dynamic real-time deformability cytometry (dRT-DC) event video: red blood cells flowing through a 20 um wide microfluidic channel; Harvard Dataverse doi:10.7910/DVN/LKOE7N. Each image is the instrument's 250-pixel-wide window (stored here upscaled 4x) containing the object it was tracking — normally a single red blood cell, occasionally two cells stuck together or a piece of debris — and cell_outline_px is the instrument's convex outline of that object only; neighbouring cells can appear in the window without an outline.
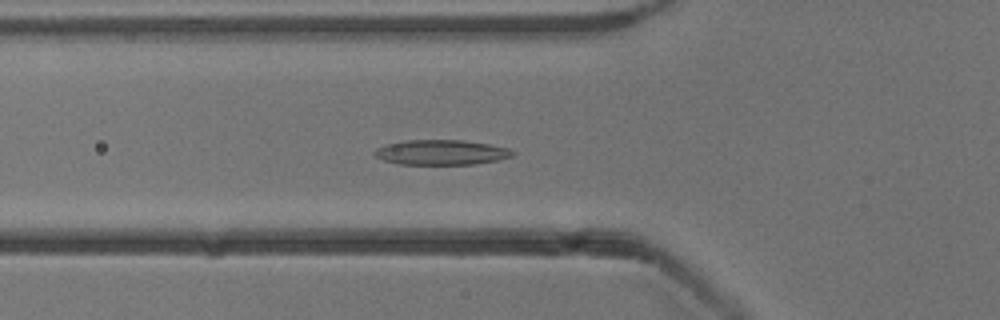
{"species": "common noctule bat (a hibernating species)", "species_latin": "Nyctalus noctula", "temperature_condition": "cold", "stored_images_in_passage": 40, "camera_frame_rate_fps": 3000, "um_per_image_px": 0.085, "animal": {"sex": "male", "body_mass_g": 13.3}, "frame": {"image": 1, "passage_image": 6, "time_ms": 1.667, "image_size_px": [1000, 320], "cell_outline_px": [[516, 152], [512, 156], [496, 160], [472, 164], [400, 164], [384, 160], [376, 156], [372, 152], [376, 148], [384, 144], [408, 140], [464, 140], [488, 144], [508, 148]], "centroid_in_image_um": [37.48, 12.94], "position_along_channel_um": 88.3, "area_um2": 20.0}}
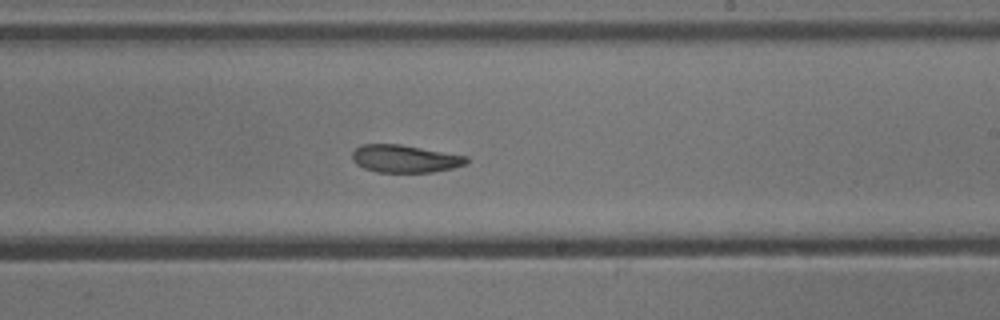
{"frame": {"image": 2, "passage_image": 19, "time_ms": 6.0, "image_size_px": [1000, 320], "cell_outline_px": [[468, 164], [452, 168], [432, 172], [376, 172], [364, 168], [356, 164], [352, 160], [352, 152], [356, 148], [364, 144], [400, 144], [468, 156]], "centroid_in_image_um": [34.42, 13.49], "position_along_channel_um": 254.6, "area_um2": 18.44}}
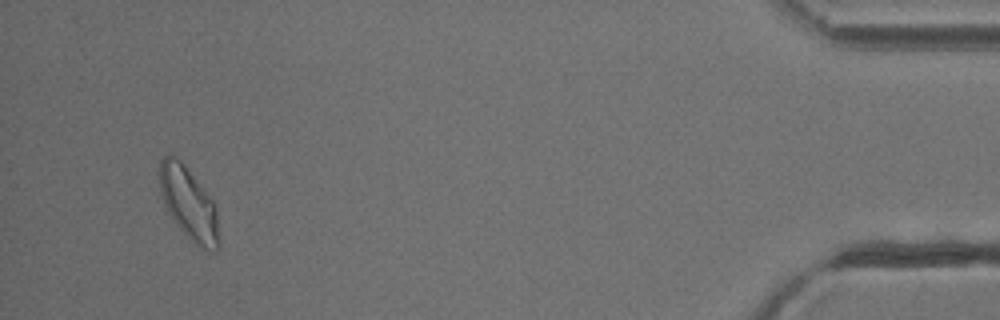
{"frame": {"image": 3, "passage_image": 38, "time_ms": 12.333, "image_size_px": [1000, 320], "cell_outline_px": [[220, 248], [216, 252], [208, 252], [196, 244], [176, 224], [168, 212], [164, 204], [160, 192], [160, 160], [168, 152], [176, 156], [184, 164], [204, 188], [212, 200], [216, 208], [220, 240]], "centroid_in_image_um": [16.06, 17.31], "position_along_channel_um": 419.1, "area_um2": 25.26}, "authors_computed_cell_mechanics": {"area_um2": 19.7676, "velocity_mm_per_s": 3.8203, "shape_relaxation_time_tau1_ms": 6.1546, "shape_relaxation_time_tau2_ms": 5.5061, "deformation_change_tau1": 0.1585, "deformation_change_tau2": 0.1224}}